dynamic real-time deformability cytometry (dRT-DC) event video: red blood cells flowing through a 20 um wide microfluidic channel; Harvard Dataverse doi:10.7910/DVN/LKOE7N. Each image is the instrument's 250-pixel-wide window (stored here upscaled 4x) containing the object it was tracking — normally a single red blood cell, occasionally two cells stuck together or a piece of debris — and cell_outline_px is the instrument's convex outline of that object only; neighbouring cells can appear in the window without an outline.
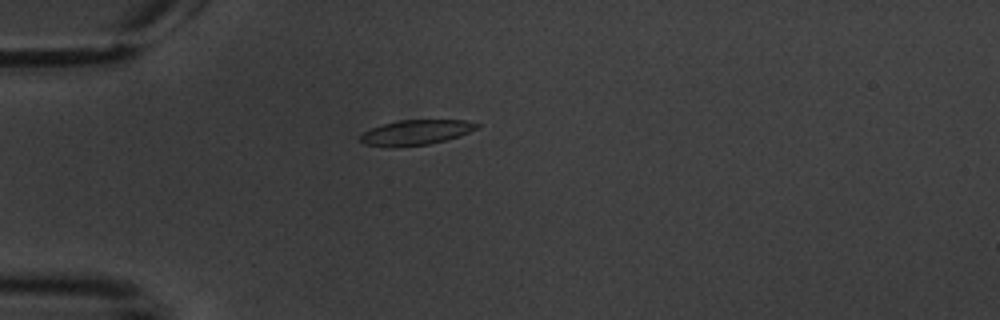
{"species": "common noctule bat (a hibernating species)", "species_latin": "Nyctalus noctula", "temperature_condition": "warm", "stored_images_in_passage": 7, "camera_frame_rate_fps": 3000, "um_per_image_px": 0.085, "animal": {"sex": "male", "body_mass_g": 20.1, "forearm_length_mm": 53.5}, "frame": {"image": 1, "passage_image": 2, "time_ms": 1.333, "image_size_px": [1000, 320], "cell_outline_px": [[480, 124], [476, 128], [460, 136], [428, 144], [400, 148], [392, 148], [364, 144], [360, 140], [360, 136], [364, 132], [372, 128], [384, 124], [400, 120], [464, 120]], "centroid_in_image_um": [35.32, 11.27], "position_along_channel_um": 49.7, "area_um2": 16.99}}
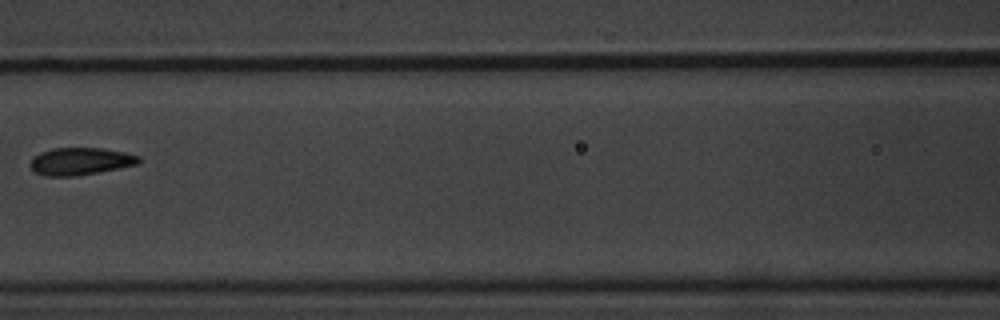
{"frame": {"image": 2, "passage_image": 5, "time_ms": 5.0, "image_size_px": [1000, 320], "cell_outline_px": [[140, 164], [76, 176], [44, 176], [36, 172], [28, 164], [40, 152], [52, 148], [100, 148], [124, 152], [140, 156]], "centroid_in_image_um": [6.84, 13.71], "position_along_channel_um": 159.8, "area_um2": 17.22}}
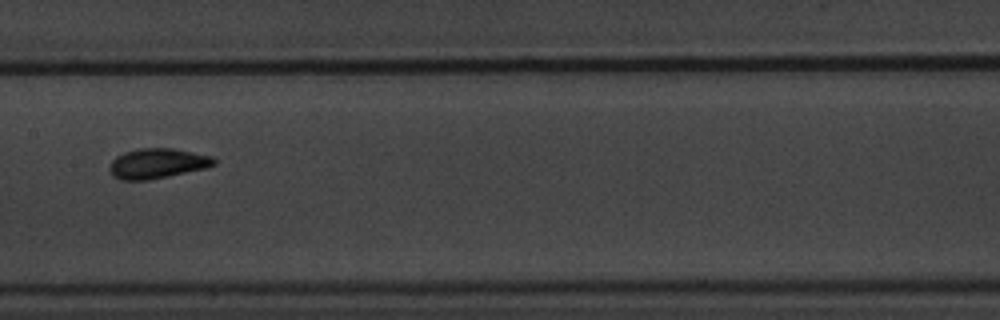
{"frame": {"image": 3, "passage_image": 6, "time_ms": 6.0, "image_size_px": [1000, 320], "cell_outline_px": [[216, 164], [208, 168], [148, 180], [120, 180], [112, 176], [108, 168], [112, 160], [116, 156], [124, 152], [136, 148], [172, 148], [212, 156], [216, 160]], "centroid_in_image_um": [13.36, 13.89], "position_along_channel_um": 194.0, "area_um2": 18.5}}